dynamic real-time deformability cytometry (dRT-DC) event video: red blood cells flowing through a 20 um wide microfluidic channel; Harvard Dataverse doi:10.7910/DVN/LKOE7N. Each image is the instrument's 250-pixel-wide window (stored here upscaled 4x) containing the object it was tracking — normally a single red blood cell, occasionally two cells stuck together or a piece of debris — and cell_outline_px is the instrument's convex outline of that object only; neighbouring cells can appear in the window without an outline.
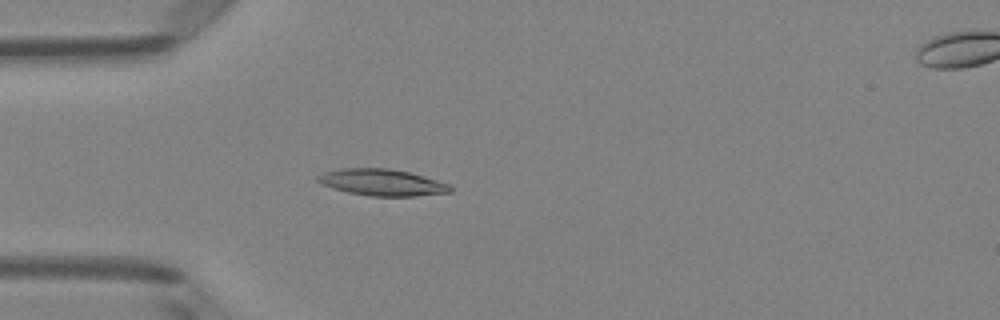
{"species": "Egyptian fruit bat (a non-hibernating species)", "species_latin": "Rousettus aegyptiacus", "temperature_condition": "room temperature", "stored_images_in_passage": 50, "camera_frame_rate_fps": 3000, "um_per_image_px": 0.085, "animal": {"sex": "female"}, "frame": {"image": 1, "passage_image": 14, "time_ms": 4.333, "image_size_px": [1000, 320], "cell_outline_px": [[452, 192], [416, 196], [372, 196], [348, 192], [324, 184], [316, 180], [316, 176], [324, 172], [340, 168], [388, 168], [408, 172], [436, 180], [448, 184], [452, 188]], "centroid_in_image_um": [32.48, 15.5], "position_along_channel_um": 52.5, "area_um2": 20.23}}
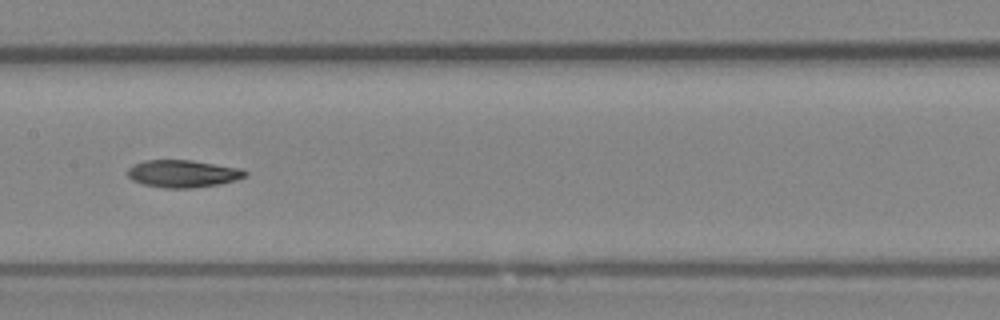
{"frame": {"image": 2, "passage_image": 25, "time_ms": 8.0, "image_size_px": [1000, 320], "cell_outline_px": [[248, 172], [244, 176], [236, 180], [220, 184], [192, 188], [164, 188], [144, 184], [132, 180], [128, 176], [128, 168], [132, 164], [144, 160], [192, 160], [240, 168]], "centroid_in_image_um": [15.52, 14.76], "position_along_channel_um": 191.9, "area_um2": 18.79}}
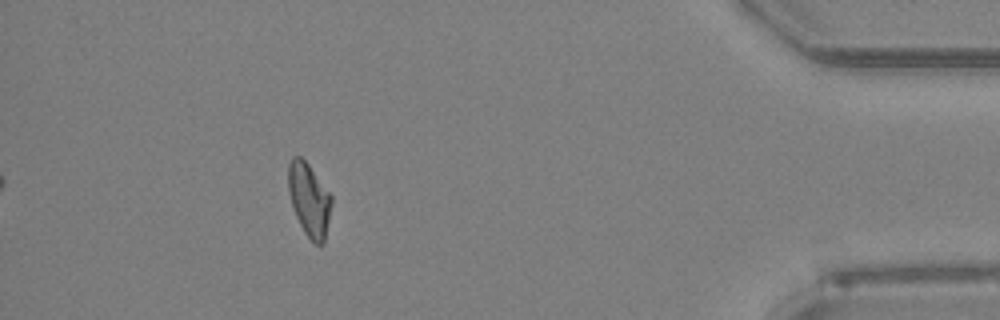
{"frame": {"image": 3, "passage_image": 45, "time_ms": 14.667, "image_size_px": [1000, 320], "cell_outline_px": [[332, 204], [324, 244], [316, 244], [304, 232], [296, 216], [288, 192], [288, 164], [292, 156], [300, 156], [308, 164], [332, 196]], "centroid_in_image_um": [26.28, 16.96], "position_along_channel_um": 408.9, "area_um2": 18.32}, "authors_computed_cell_mechanics": {"area_um2": 18.9584, "velocity_mm_per_s": 4.0487, "shape_relaxation_time_tau1_ms": null, "shape_relaxation_time_tau2_ms": 8.8261, "deformation_change_tau1": null, "deformation_change_tau2": 0.1847}}